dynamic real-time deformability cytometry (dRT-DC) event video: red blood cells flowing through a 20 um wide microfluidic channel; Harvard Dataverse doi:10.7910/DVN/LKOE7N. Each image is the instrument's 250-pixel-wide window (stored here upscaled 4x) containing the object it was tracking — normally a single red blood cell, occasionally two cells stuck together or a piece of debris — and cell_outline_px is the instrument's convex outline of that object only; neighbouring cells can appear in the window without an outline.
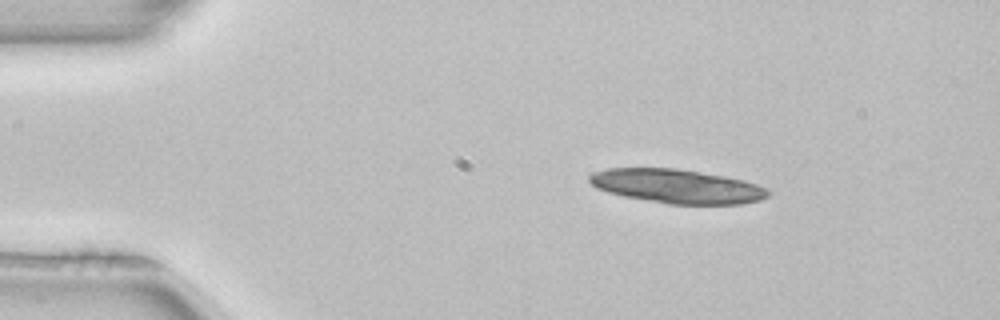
{"species": "common noctule bat (a hibernating species)", "species_latin": "Nyctalus noctula", "temperature_condition": "room temperature", "stored_images_in_passage": 12, "camera_frame_rate_fps": 3000, "um_per_image_px": 0.085, "animal": {"sex": "female", "body_mass_g": 22.7, "forearm_length_mm": 54.2}, "frame": {"image": 1, "passage_image": 1, "time_ms": 0.0, "image_size_px": [1000, 320], "cell_outline_px": [[772, 192], [768, 196], [760, 200], [740, 204], [668, 204], [624, 196], [608, 192], [596, 188], [588, 180], [588, 176], [592, 172], [608, 168], [676, 168], [728, 176], [744, 180], [756, 184]], "centroid_in_image_um": [57.54, 15.82], "position_along_channel_um": 27.5, "area_um2": 35.55}}